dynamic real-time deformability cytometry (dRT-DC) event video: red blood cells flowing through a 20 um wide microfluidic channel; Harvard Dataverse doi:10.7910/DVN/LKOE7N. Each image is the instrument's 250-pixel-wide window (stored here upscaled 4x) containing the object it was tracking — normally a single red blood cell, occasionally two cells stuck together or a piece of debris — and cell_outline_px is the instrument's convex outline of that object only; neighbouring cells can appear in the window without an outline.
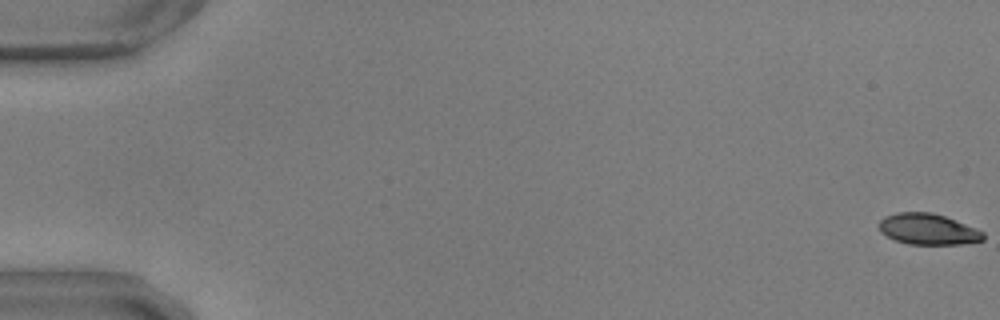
{"species": "common noctule bat (a hibernating species)", "species_latin": "Nyctalus noctula", "temperature_condition": "warm", "stored_images_in_passage": 57, "camera_frame_rate_fps": 3000, "um_per_image_px": 0.085, "animal": {"sex": "male", "body_mass_g": 17.9, "forearm_length_mm": 54.2}, "frame": {"image": 1, "passage_image": 1, "time_ms": 0.0, "image_size_px": [1000, 320], "cell_outline_px": [[984, 240], [960, 244], [908, 244], [896, 240], [880, 232], [880, 220], [884, 216], [896, 212], [932, 212], [944, 216], [976, 228], [984, 232]], "centroid_in_image_um": [78.88, 19.47], "position_along_channel_um": 6.1, "area_um2": 18.73}}
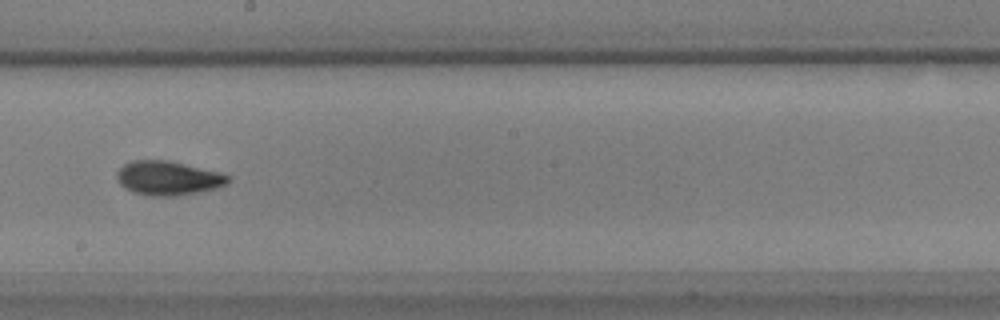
{"frame": {"image": 2, "passage_image": 33, "time_ms": 10.667, "image_size_px": [1000, 320], "cell_outline_px": [[232, 180], [228, 184], [216, 188], [176, 196], [152, 196], [132, 192], [124, 188], [120, 184], [116, 176], [116, 172], [124, 164], [132, 160], [168, 160], [220, 172], [232, 176]], "centroid_in_image_um": [14.3, 15.14], "position_along_channel_um": 233.9, "area_um2": 22.31}}
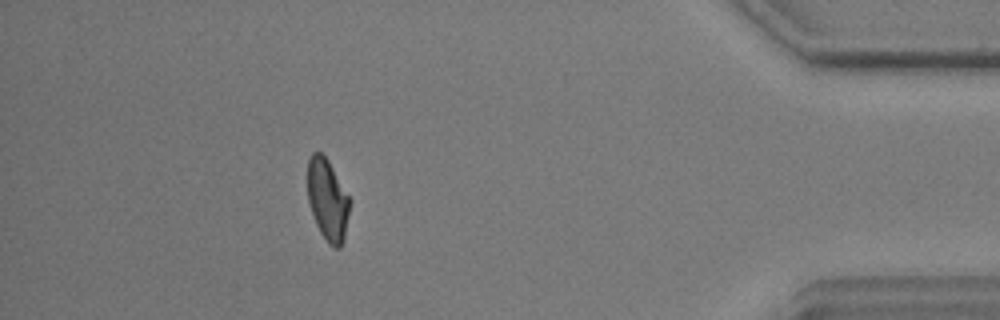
{"frame": {"image": 3, "passage_image": 51, "time_ms": 16.667, "image_size_px": [1000, 320], "cell_outline_px": [[352, 200], [344, 240], [340, 248], [336, 248], [328, 244], [320, 232], [316, 224], [308, 200], [308, 160], [312, 152], [320, 152], [328, 160]], "centroid_in_image_um": [27.87, 17.0], "position_along_channel_um": 407.3, "area_um2": 20.23}, "authors_computed_cell_mechanics": {"area_um2": 20.6346, "velocity_mm_per_s": 3.6483, "shape_relaxation_time_tau1_ms": 4.19, "shape_relaxation_time_tau2_ms": 2.9914, "deformation_change_tau1": 0.1496, "deformation_change_tau2": 0.0854}}